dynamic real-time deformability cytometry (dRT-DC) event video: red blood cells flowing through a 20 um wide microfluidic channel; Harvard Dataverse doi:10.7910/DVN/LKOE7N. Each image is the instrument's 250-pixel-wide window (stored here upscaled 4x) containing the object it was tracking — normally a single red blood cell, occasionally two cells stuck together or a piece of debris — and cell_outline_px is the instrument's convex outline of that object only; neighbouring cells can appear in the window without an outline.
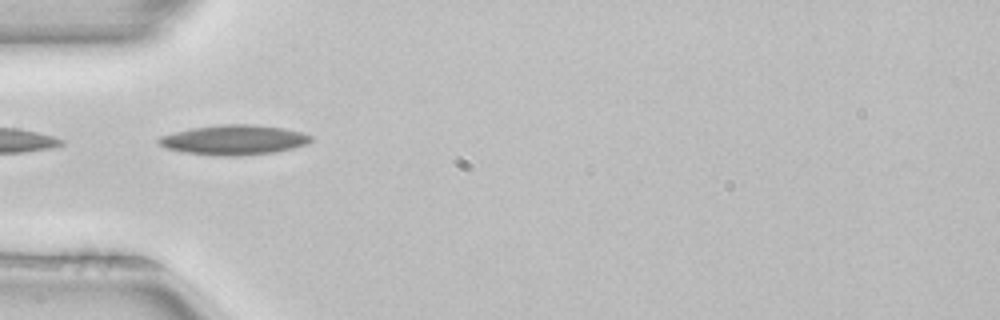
{"species": "common noctule bat (a hibernating species)", "species_latin": "Nyctalus noctula", "temperature_condition": "room temperature", "stored_images_in_passage": 35, "camera_frame_rate_fps": 3000, "um_per_image_px": 0.085, "animal": {"sex": "female", "body_mass_g": 22.7, "forearm_length_mm": 54.2}, "frame": {"image": 1, "passage_image": 1, "time_ms": 0.0, "image_size_px": [1000, 320], "cell_outline_px": [[312, 140], [308, 144], [292, 148], [272, 152], [240, 156], [216, 156], [184, 152], [164, 148], [156, 140], [160, 136], [192, 128], [220, 124], [252, 124], [284, 128], [300, 132], [312, 136]], "centroid_in_image_um": [19.87, 11.89], "position_along_channel_um": 65.1, "area_um2": 26.47}}
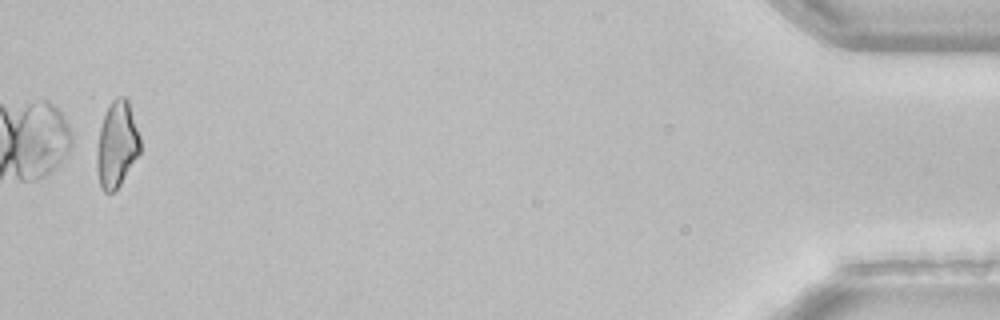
{"frame": {"image": 2, "passage_image": 35, "time_ms": 11.333, "image_size_px": [1000, 320], "cell_outline_px": [[140, 152], [116, 192], [104, 192], [100, 188], [96, 168], [96, 152], [100, 128], [108, 104], [116, 96], [124, 96], [128, 100], [140, 136]], "centroid_in_image_um": [9.92, 12.3], "position_along_channel_um": 425.3, "area_um2": 21.96}, "authors_computed_cell_mechanics": {"area_um2": 23.8136, "velocity_mm_per_s": 3.9722, "shape_relaxation_time_tau1_ms": 6.9401, "shape_relaxation_time_tau2_ms": null, "deformation_change_tau1": 0.1683, "deformation_change_tau2": null}}